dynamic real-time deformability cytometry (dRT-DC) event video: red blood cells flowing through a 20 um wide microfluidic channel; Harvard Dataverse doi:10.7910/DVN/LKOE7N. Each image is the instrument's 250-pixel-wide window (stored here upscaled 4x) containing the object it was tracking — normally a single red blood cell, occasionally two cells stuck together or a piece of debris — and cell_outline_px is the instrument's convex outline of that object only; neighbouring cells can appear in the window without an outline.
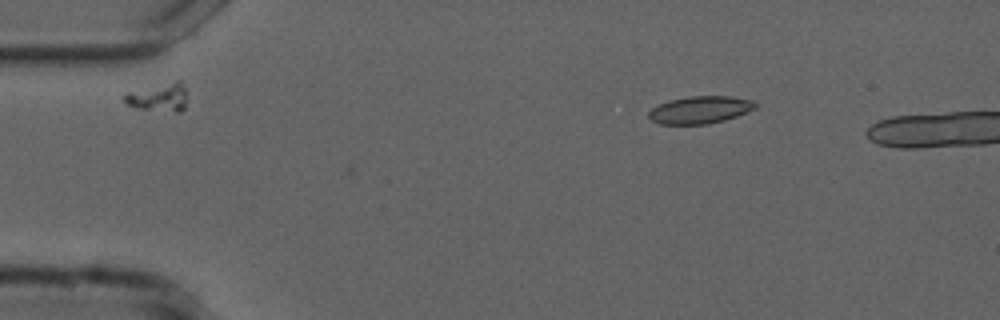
{"species": "common noctule bat (a hibernating species)", "species_latin": "Nyctalus noctula", "temperature_condition": "cold", "stored_images_in_passage": 5, "camera_frame_rate_fps": 3000, "um_per_image_px": 0.085, "animal": {"sex": "male", "forearm_length_mm": 52.5}, "frame": {"image": 1, "passage_image": 2, "time_ms": 0.333, "image_size_px": [1000, 320], "cell_outline_px": [[756, 108], [736, 116], [724, 120], [708, 124], [660, 124], [652, 120], [648, 116], [648, 112], [652, 108], [668, 100], [688, 96], [732, 96], [756, 100]], "centroid_in_image_um": [59.52, 9.32], "position_along_channel_um": 25.5, "area_um2": 17.11}}